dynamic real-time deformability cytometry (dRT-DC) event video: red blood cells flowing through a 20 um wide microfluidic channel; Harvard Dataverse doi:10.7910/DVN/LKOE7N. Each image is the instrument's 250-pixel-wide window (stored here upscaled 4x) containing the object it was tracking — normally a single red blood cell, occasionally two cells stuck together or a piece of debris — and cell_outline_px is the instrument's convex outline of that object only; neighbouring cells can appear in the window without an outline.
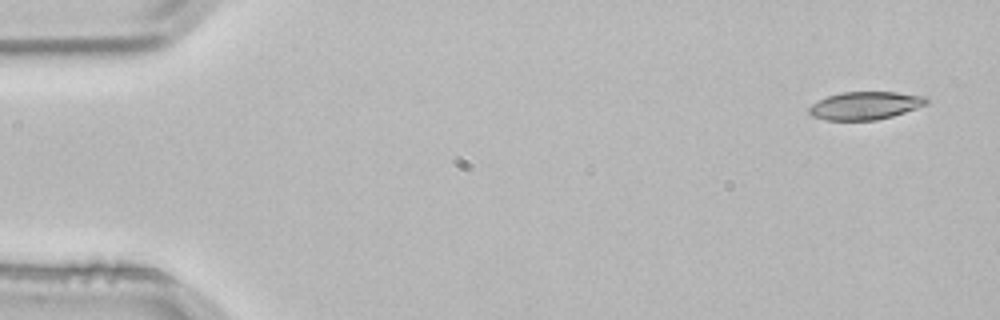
{"species": "common noctule bat (a hibernating species)", "species_latin": "Nyctalus noctula", "temperature_condition": "room temperature", "stored_images_in_passage": 3, "camera_frame_rate_fps": 3000, "um_per_image_px": 0.085, "animal": {"sex": "male", "body_mass_g": 21.5, "forearm_length_mm": 52.0}, "frame": {"image": 1, "passage_image": 1, "time_ms": 0.0, "image_size_px": [1000, 320], "cell_outline_px": [[928, 104], [892, 116], [876, 120], [824, 120], [812, 116], [808, 112], [808, 108], [812, 104], [828, 96], [844, 92], [896, 92], [928, 96]], "centroid_in_image_um": [73.56, 8.97], "position_along_channel_um": 11.4, "area_um2": 19.07}}